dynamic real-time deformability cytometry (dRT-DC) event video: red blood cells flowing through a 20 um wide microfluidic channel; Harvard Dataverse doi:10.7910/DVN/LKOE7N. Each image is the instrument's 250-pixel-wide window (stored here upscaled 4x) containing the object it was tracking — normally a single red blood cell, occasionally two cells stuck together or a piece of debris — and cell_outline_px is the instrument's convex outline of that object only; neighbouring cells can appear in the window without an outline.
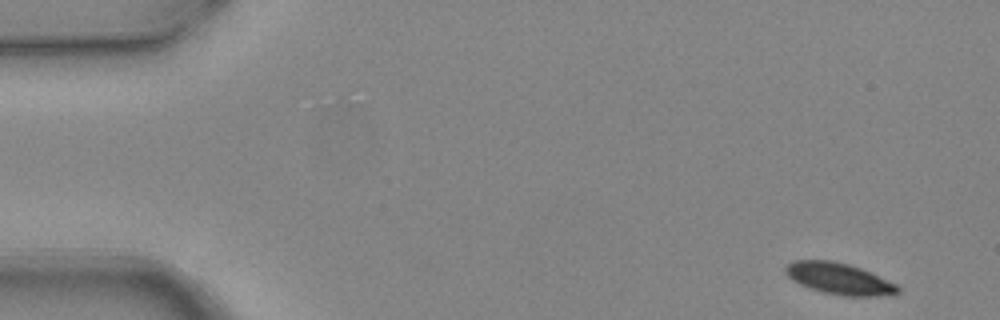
{"species": "common noctule bat (a hibernating species)", "species_latin": "Nyctalus noctula", "temperature_condition": "warm", "stored_images_in_passage": 6, "camera_frame_rate_fps": 3000, "um_per_image_px": 0.085, "animal": {"sex": "female", "body_mass_g": 24.6, "forearm_length_mm": 56.2}, "frame": {"image": 1, "passage_image": 1, "time_ms": 0.0, "image_size_px": [1000, 320], "cell_outline_px": [[900, 292], [880, 296], [844, 296], [820, 292], [808, 288], [792, 280], [784, 272], [784, 268], [792, 260], [832, 260], [848, 264], [860, 268], [896, 284], [900, 288]], "centroid_in_image_um": [71.28, 23.69], "position_along_channel_um": 13.7, "area_um2": 20.58}}
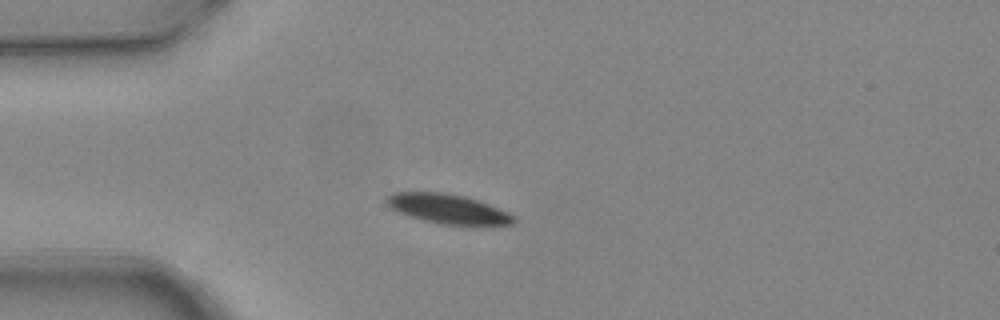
{"frame": {"image": 2, "passage_image": 4, "time_ms": 1.0, "image_size_px": [1000, 320], "cell_outline_px": [[516, 224], [488, 228], [472, 228], [440, 224], [424, 220], [396, 212], [384, 200], [392, 192], [444, 192], [464, 196], [500, 208], [516, 216]], "centroid_in_image_um": [38.22, 17.82], "position_along_channel_um": 46.8, "area_um2": 23.0}}
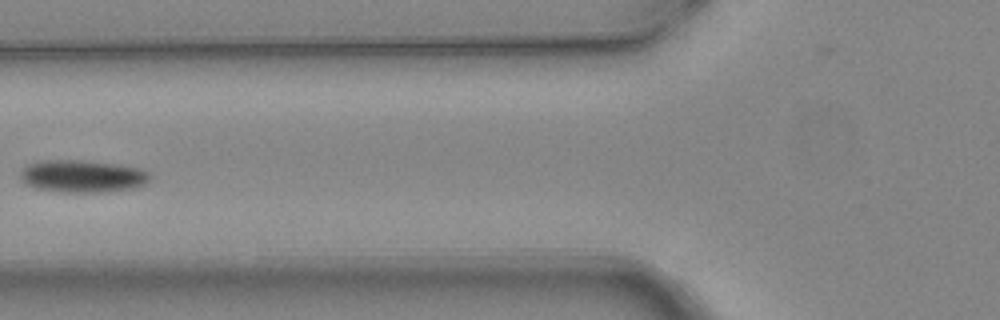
{"frame": {"image": 3, "passage_image": 6, "time_ms": 1.667, "image_size_px": [1000, 320], "cell_outline_px": [[152, 176], [144, 184], [136, 188], [104, 192], [64, 192], [36, 188], [24, 184], [20, 180], [20, 168], [28, 164], [40, 160], [80, 160], [116, 164], [140, 168], [148, 172]], "centroid_in_image_um": [6.97, 14.97], "position_along_channel_um": 118.8, "area_um2": 24.74}}